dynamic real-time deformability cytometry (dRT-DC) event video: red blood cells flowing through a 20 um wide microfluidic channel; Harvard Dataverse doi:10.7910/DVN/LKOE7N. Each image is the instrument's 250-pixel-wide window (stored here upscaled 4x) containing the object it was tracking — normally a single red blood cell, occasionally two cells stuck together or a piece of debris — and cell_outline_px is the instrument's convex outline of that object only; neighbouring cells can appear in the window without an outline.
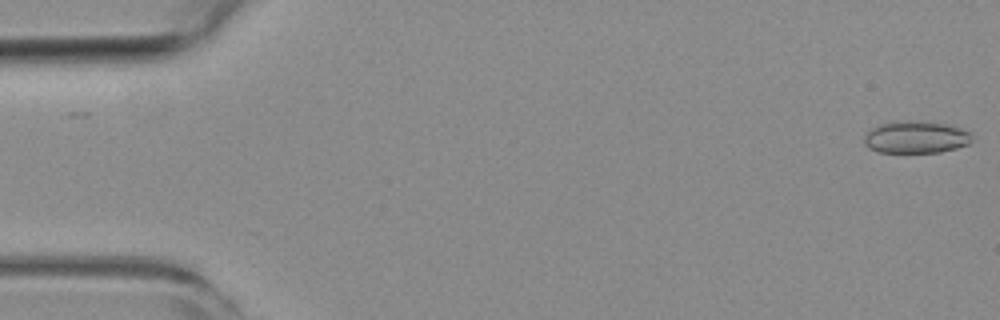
{"species": "common noctule bat (a hibernating species)", "species_latin": "Nyctalus noctula", "temperature_condition": "room temperature", "stored_images_in_passage": 52, "camera_frame_rate_fps": 3000, "um_per_image_px": 0.085, "animal": {"sex": "female", "body_mass_g": 19.3, "forearm_length_mm": 54.1}, "frame": {"image": 1, "passage_image": 1, "time_ms": 0.0, "image_size_px": [1000, 320], "cell_outline_px": [[972, 140], [968, 144], [956, 148], [940, 152], [876, 152], [868, 148], [864, 144], [864, 136], [872, 128], [880, 124], [892, 120], [920, 120], [948, 124], [960, 128], [968, 132], [972, 136]], "centroid_in_image_um": [77.82, 11.64], "position_along_channel_um": 7.2, "area_um2": 20.52}}
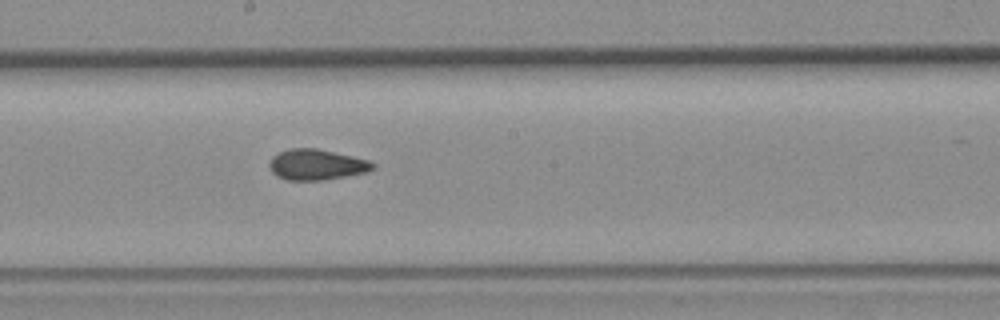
{"frame": {"image": 2, "passage_image": 29, "time_ms": 9.333, "image_size_px": [1000, 320], "cell_outline_px": [[376, 168], [368, 172], [324, 180], [288, 180], [276, 176], [272, 172], [268, 164], [272, 156], [288, 148], [316, 148], [352, 156], [368, 160], [376, 164]], "centroid_in_image_um": [26.91, 13.99], "position_along_channel_um": 221.3, "area_um2": 18.61}}
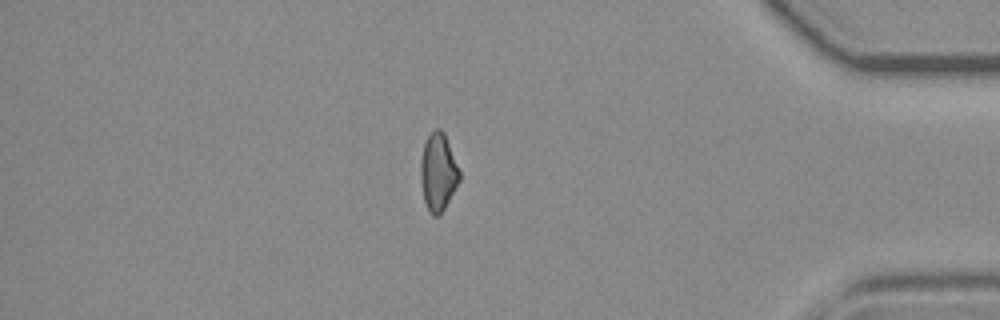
{"frame": {"image": 3, "passage_image": 46, "time_ms": 15.0, "image_size_px": [1000, 320], "cell_outline_px": [[460, 180], [440, 216], [432, 216], [428, 212], [424, 200], [420, 176], [420, 160], [424, 144], [428, 136], [436, 128], [440, 128], [444, 132], [460, 172]], "centroid_in_image_um": [37.23, 14.66], "position_along_channel_um": 398.0, "area_um2": 17.57}}